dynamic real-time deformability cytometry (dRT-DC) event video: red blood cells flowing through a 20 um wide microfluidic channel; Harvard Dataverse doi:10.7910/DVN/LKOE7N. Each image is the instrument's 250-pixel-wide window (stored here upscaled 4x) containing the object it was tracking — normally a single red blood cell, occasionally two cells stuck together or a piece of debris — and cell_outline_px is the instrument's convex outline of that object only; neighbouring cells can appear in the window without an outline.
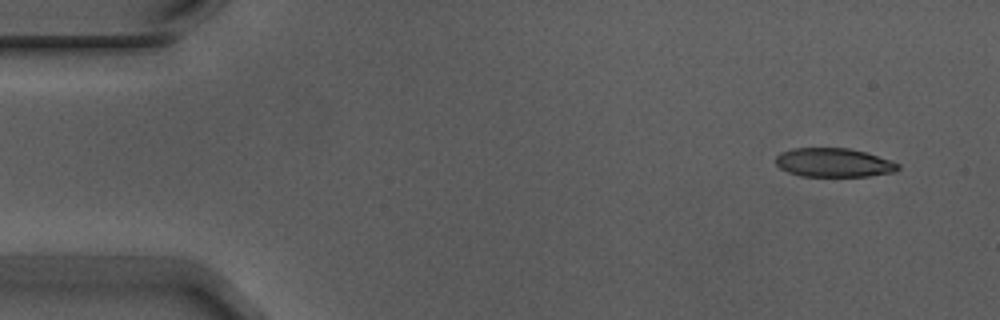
{"species": "Egyptian fruit bat (a non-hibernating species)", "species_latin": "Rousettus aegyptiacus", "temperature_condition": "warm", "stored_images_in_passage": 4, "camera_frame_rate_fps": 3000, "um_per_image_px": 0.085, "animal": {"sex": "male"}, "frame": {"image": 1, "passage_image": 1, "time_ms": 0.0, "image_size_px": [1000, 320], "cell_outline_px": [[900, 168], [896, 172], [868, 176], [804, 176], [788, 172], [780, 168], [776, 164], [776, 156], [780, 152], [792, 148], [848, 148], [864, 152], [900, 164]], "centroid_in_image_um": [70.85, 13.82], "position_along_channel_um": 14.2, "area_um2": 20.46}}
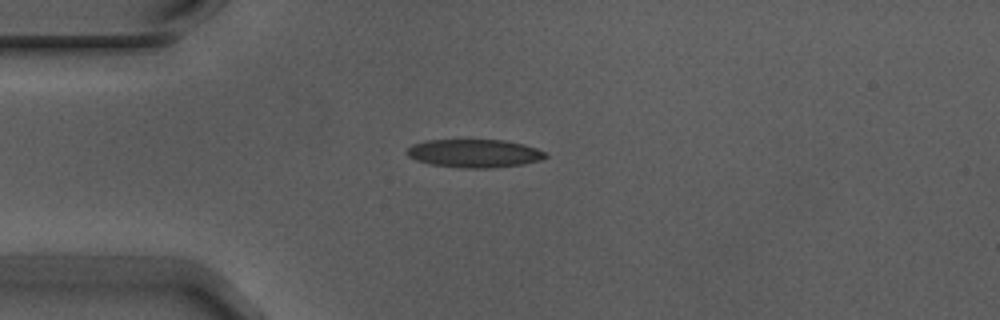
{"frame": {"image": 2, "passage_image": 4, "time_ms": 1.0, "image_size_px": [1000, 320], "cell_outline_px": [[548, 156], [540, 160], [520, 164], [492, 168], [464, 168], [432, 164], [416, 160], [408, 156], [408, 148], [412, 144], [424, 140], [504, 140], [524, 144], [536, 148], [544, 152]], "centroid_in_image_um": [40.31, 13.03], "position_along_channel_um": 44.7, "area_um2": 22.6}}